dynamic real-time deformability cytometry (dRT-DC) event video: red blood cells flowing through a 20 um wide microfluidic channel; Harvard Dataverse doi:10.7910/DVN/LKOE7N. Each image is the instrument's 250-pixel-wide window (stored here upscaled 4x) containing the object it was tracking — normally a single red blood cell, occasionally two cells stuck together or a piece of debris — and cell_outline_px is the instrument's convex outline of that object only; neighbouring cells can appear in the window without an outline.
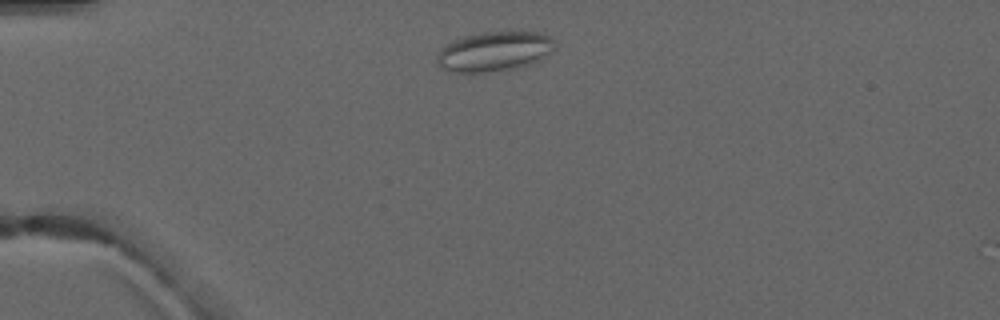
{"species": "common noctule bat (a hibernating species)", "species_latin": "Nyctalus noctula", "temperature_condition": "warm", "stored_images_in_passage": 3, "camera_frame_rate_fps": 3000, "um_per_image_px": 0.085, "animal": {"sex": "male", "forearm_length_mm": 52.5}, "frame": {"image": 1, "passage_image": 2, "time_ms": 1.0, "image_size_px": [1000, 320], "cell_outline_px": [[556, 40], [552, 52], [532, 64], [516, 68], [488, 72], [452, 72], [440, 68], [436, 64], [436, 56], [440, 48], [444, 44], [464, 36], [488, 32], [540, 32]], "centroid_in_image_um": [41.99, 4.38], "position_along_channel_um": 43.0, "area_um2": 27.51}}